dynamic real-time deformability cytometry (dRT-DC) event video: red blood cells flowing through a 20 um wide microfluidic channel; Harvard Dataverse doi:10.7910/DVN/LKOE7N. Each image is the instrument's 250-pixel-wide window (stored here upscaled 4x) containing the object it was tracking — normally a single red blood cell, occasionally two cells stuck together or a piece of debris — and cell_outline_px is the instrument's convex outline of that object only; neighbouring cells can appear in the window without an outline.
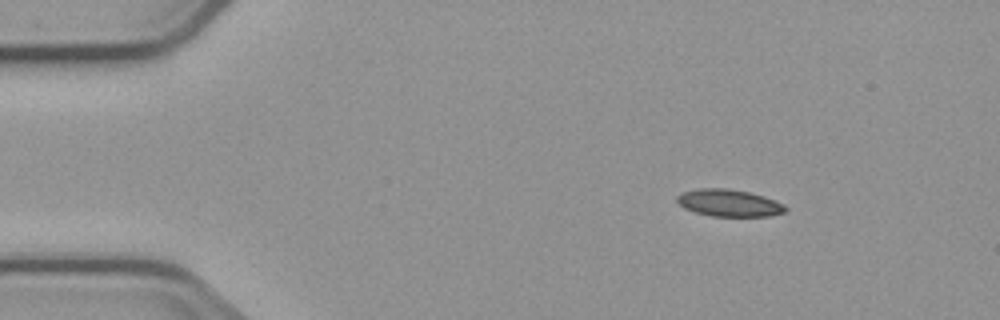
{"species": "common noctule bat (a hibernating species)", "species_latin": "Nyctalus noctula", "temperature_condition": "cold", "stored_images_in_passage": 5, "camera_frame_rate_fps": 3000, "um_per_image_px": 0.085, "animal": {"sex": "male", "body_mass_g": 23.1, "forearm_length_mm": 52.7}, "frame": {"image": 1, "passage_image": 2, "time_ms": 1.333, "image_size_px": [1000, 320], "cell_outline_px": [[788, 212], [772, 216], [712, 216], [696, 212], [684, 208], [676, 200], [676, 196], [680, 192], [700, 188], [728, 188], [748, 192], [764, 196], [784, 204], [788, 208]], "centroid_in_image_um": [61.99, 17.25], "position_along_channel_um": 23.0, "area_um2": 17.28}}
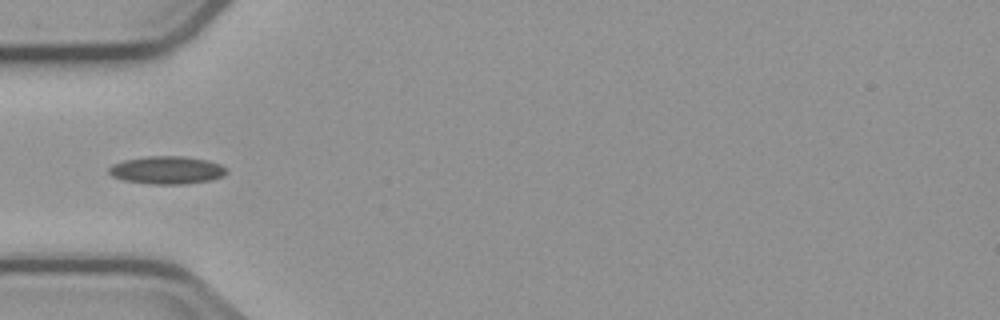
{"frame": {"image": 2, "passage_image": 5, "time_ms": 4.667, "image_size_px": [1000, 320], "cell_outline_px": [[228, 172], [224, 176], [212, 180], [184, 184], [152, 184], [124, 180], [112, 176], [108, 172], [108, 168], [112, 164], [124, 160], [148, 156], [184, 156], [208, 160], [220, 164], [228, 168]], "centroid_in_image_um": [14.23, 14.45], "position_along_channel_um": 70.8, "area_um2": 19.25}}